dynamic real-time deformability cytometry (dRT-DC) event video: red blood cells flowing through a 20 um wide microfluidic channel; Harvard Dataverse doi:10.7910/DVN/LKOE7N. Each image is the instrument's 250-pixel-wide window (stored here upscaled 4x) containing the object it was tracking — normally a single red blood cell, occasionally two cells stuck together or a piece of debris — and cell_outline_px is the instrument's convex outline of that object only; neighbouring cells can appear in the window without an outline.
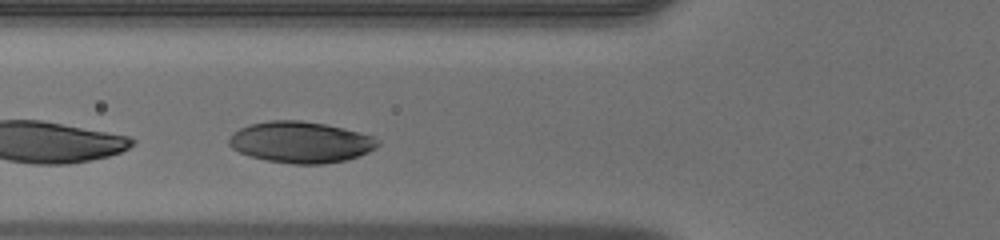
{"species": "human", "species_latin": "Homo sapiens", "temperature_condition": "warm", "stored_images_in_passage": 29, "camera_frame_rate_fps": 3000, "um_per_image_px": 0.085, "donor": {"sex": "male"}, "frame": {"image": 1, "passage_image": 7, "time_ms": 2.0, "image_size_px": [1000, 240], "cell_outline_px": [[380, 144], [376, 148], [368, 152], [348, 160], [324, 164], [292, 164], [268, 160], [248, 156], [232, 148], [228, 144], [228, 140], [232, 132], [248, 124], [268, 120], [300, 120], [324, 124], [360, 132], [372, 136], [380, 140]], "centroid_in_image_um": [25.55, 12.08], "position_along_channel_um": 100.2, "area_um2": 36.01}}
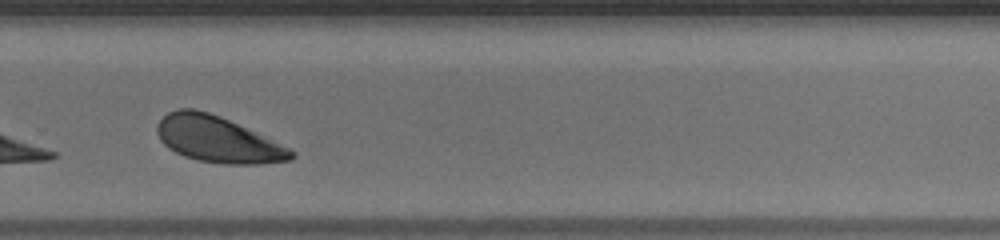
{"frame": {"image": 2, "passage_image": 22, "time_ms": 7.0, "image_size_px": [1000, 240], "cell_outline_px": [[296, 156], [292, 160], [260, 164], [224, 164], [196, 160], [184, 156], [168, 148], [160, 140], [156, 132], [156, 124], [168, 112], [176, 108], [192, 108], [208, 112], [220, 116], [288, 148], [296, 152]], "centroid_in_image_um": [18.46, 11.85], "position_along_channel_um": 311.3, "area_um2": 35.78}}
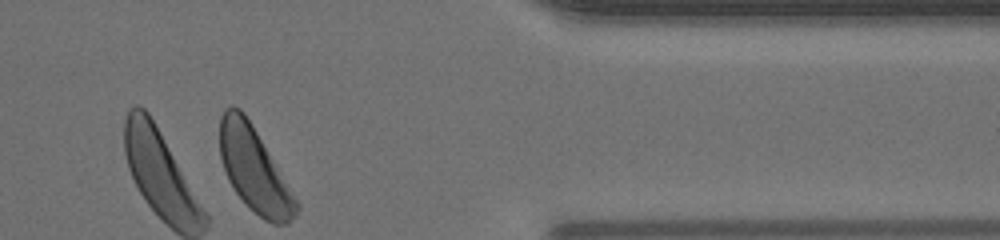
{"frame": {"image": 3, "passage_image": 29, "time_ms": 9.333, "image_size_px": [1000, 240], "cell_outline_px": [[300, 208], [296, 216], [288, 224], [272, 224], [264, 220], [248, 208], [236, 192], [228, 180], [220, 156], [220, 116], [224, 108], [232, 104], [240, 108], [244, 112], [300, 204]], "centroid_in_image_um": [21.61, 14.44], "position_along_channel_um": 389.8, "area_um2": 37.51}}